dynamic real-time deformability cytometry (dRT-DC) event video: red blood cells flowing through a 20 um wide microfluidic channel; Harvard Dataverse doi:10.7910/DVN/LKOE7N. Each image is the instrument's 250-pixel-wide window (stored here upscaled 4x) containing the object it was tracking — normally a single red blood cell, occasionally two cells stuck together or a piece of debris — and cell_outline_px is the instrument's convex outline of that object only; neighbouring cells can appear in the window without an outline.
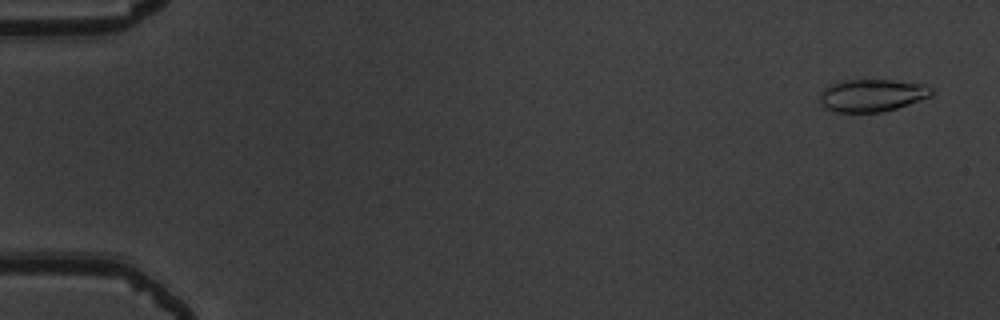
{"species": "common noctule bat (a hibernating species)", "species_latin": "Nyctalus noctula", "temperature_condition": "warm", "stored_images_in_passage": 5, "camera_frame_rate_fps": 3000, "um_per_image_px": 0.085, "animal": {"sex": "male", "body_mass_g": 19.5, "forearm_length_mm": 54.6}, "frame": {"image": 1, "passage_image": 1, "time_ms": 0.0, "image_size_px": [1000, 320], "cell_outline_px": [[936, 92], [932, 96], [896, 108], [880, 112], [836, 112], [824, 108], [820, 104], [820, 92], [824, 88], [840, 80], [892, 80], [924, 84], [932, 88]], "centroid_in_image_um": [74.12, 8.1], "position_along_channel_um": 10.9, "area_um2": 21.27}}